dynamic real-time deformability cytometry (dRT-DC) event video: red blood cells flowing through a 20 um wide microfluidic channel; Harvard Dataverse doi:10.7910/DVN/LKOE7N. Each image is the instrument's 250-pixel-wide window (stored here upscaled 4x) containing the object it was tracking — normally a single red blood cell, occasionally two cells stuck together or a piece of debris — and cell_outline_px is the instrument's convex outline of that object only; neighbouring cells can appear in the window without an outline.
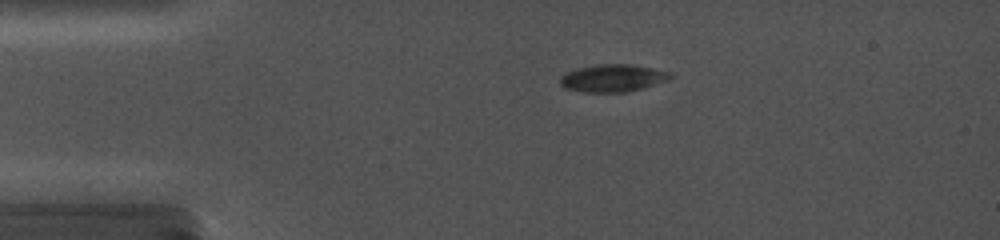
{"species": "common noctule bat (a hibernating species)", "species_latin": "Nyctalus noctula", "temperature_condition": "cold", "stored_images_in_passage": 36, "camera_frame_rate_fps": 5000, "um_per_image_px": 0.085, "animal": {"sex": "female", "body_mass_g": 19.0, "forearm_length_mm": 56.7}, "frame": {"image": 1, "passage_image": 1, "time_ms": 0.0, "image_size_px": [1000, 240], "cell_outline_px": [[676, 76], [668, 80], [644, 88], [624, 92], [584, 92], [564, 88], [560, 84], [560, 76], [576, 68], [596, 64], [632, 64], [672, 72]], "centroid_in_image_um": [52.12, 6.63], "position_along_channel_um": 32.9, "area_um2": 17.86}}
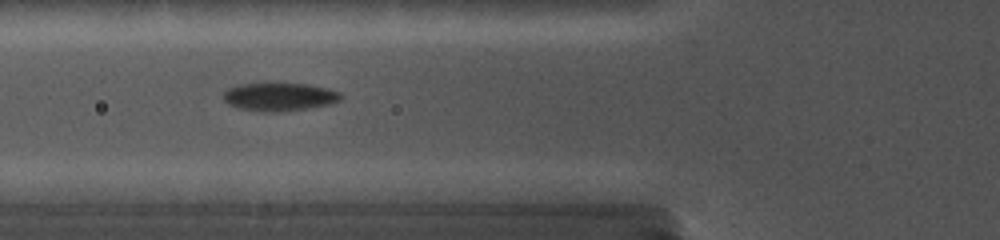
{"frame": {"image": 2, "passage_image": 9, "time_ms": 3.0, "image_size_px": [1000, 240], "cell_outline_px": [[344, 96], [340, 100], [328, 104], [308, 108], [280, 112], [264, 112], [236, 108], [228, 104], [224, 100], [224, 92], [228, 88], [240, 84], [268, 80], [308, 84], [328, 88], [340, 92]], "centroid_in_image_um": [23.72, 8.18], "position_along_channel_um": 102.1, "area_um2": 20.23}}
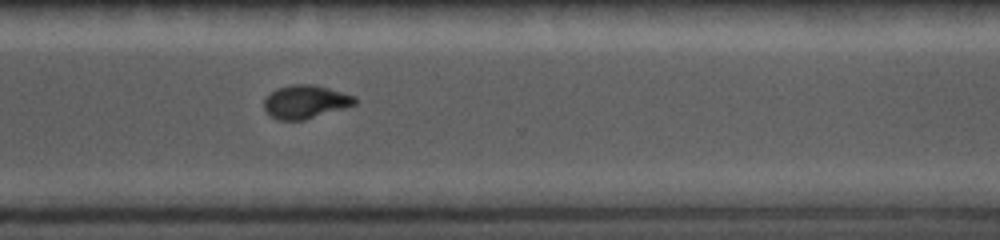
{"frame": {"image": 3, "passage_image": 34, "time_ms": 9.4, "image_size_px": [1000, 240], "cell_outline_px": [[356, 104], [304, 120], [280, 120], [272, 116], [264, 108], [264, 100], [276, 88], [288, 84], [316, 84], [356, 96]], "centroid_in_image_um": [25.97, 8.63], "position_along_channel_um": 344.6, "area_um2": 17.57}}